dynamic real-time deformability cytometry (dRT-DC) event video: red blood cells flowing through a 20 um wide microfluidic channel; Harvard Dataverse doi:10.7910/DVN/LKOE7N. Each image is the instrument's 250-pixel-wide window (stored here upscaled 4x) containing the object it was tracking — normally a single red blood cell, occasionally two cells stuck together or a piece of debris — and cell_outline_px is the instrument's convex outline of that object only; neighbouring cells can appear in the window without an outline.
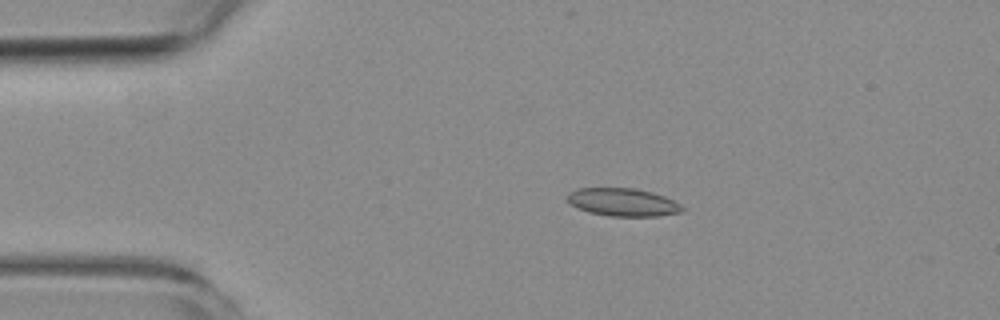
{"species": "common noctule bat (a hibernating species)", "species_latin": "Nyctalus noctula", "temperature_condition": "room temperature", "stored_images_in_passage": 5, "camera_frame_rate_fps": 3000, "um_per_image_px": 0.085, "animal": {"sex": "female", "body_mass_g": 19.3, "forearm_length_mm": 54.1}, "frame": {"image": 1, "passage_image": 2, "time_ms": 1.333, "image_size_px": [1000, 320], "cell_outline_px": [[684, 208], [680, 212], [656, 216], [608, 216], [588, 212], [576, 208], [568, 204], [564, 200], [568, 192], [576, 188], [636, 188], [652, 192], [664, 196], [680, 204]], "centroid_in_image_um": [52.84, 17.18], "position_along_channel_um": 32.2, "area_um2": 18.96}}
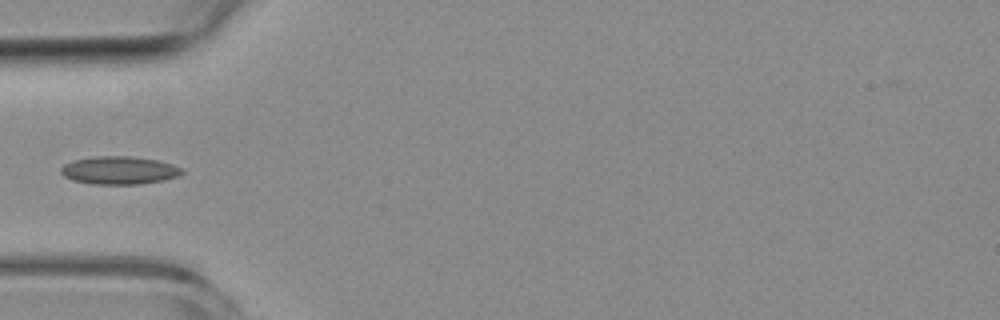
{"frame": {"image": 2, "passage_image": 4, "time_ms": 3.667, "image_size_px": [1000, 320], "cell_outline_px": [[184, 172], [180, 176], [164, 180], [140, 184], [92, 184], [72, 180], [64, 176], [60, 172], [60, 168], [64, 164], [72, 160], [96, 156], [132, 156], [156, 160], [172, 164], [180, 168]], "centroid_in_image_um": [10.12, 14.48], "position_along_channel_um": 74.9, "area_um2": 19.83}}
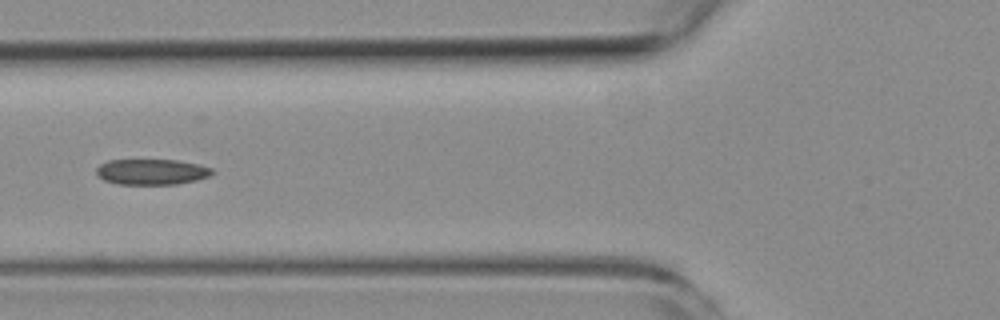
{"frame": {"image": 3, "passage_image": 5, "time_ms": 4.667, "image_size_px": [1000, 320], "cell_outline_px": [[212, 172], [208, 176], [196, 180], [176, 184], [116, 184], [104, 180], [96, 176], [96, 168], [100, 164], [108, 160], [176, 160], [200, 164], [212, 168]], "centroid_in_image_um": [12.85, 14.6], "position_along_channel_um": 113.0, "area_um2": 17.34}}